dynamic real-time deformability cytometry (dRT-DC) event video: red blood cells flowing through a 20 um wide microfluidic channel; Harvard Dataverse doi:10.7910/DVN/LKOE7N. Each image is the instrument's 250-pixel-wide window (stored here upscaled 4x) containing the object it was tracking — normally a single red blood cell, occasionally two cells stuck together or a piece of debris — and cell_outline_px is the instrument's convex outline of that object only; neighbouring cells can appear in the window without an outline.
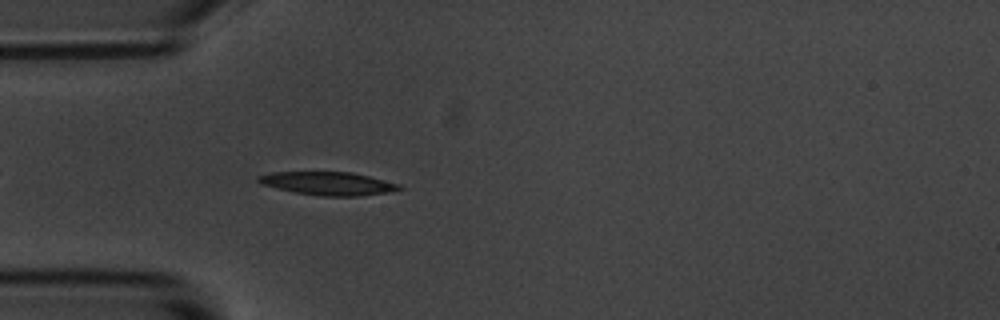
{"species": "common noctule bat (a hibernating species)", "species_latin": "Nyctalus noctula", "temperature_condition": "room temperature", "stored_images_in_passage": 44, "camera_frame_rate_fps": 3000, "um_per_image_px": 0.085, "animal": {"sex": "male", "body_mass_g": 20.1, "forearm_length_mm": 53.5}, "frame": {"image": 1, "passage_image": 5, "time_ms": 1.333, "image_size_px": [1000, 320], "cell_outline_px": [[404, 188], [388, 192], [360, 196], [320, 196], [296, 192], [260, 184], [256, 180], [256, 176], [272, 172], [352, 172], [400, 184]], "centroid_in_image_um": [27.88, 15.59], "position_along_channel_um": 57.1, "area_um2": 19.02}}
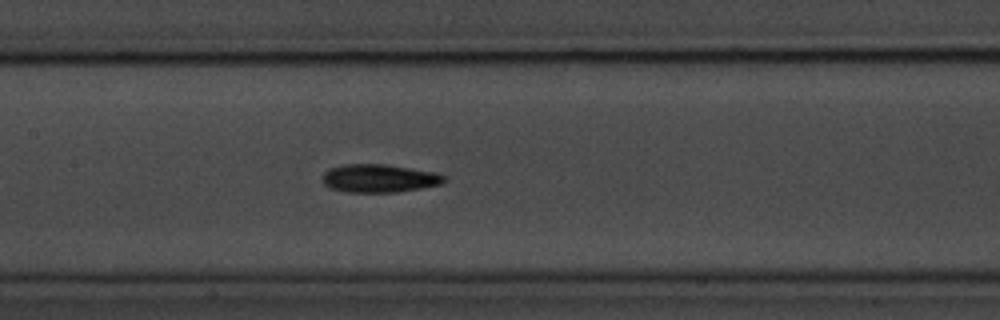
{"frame": {"image": 2, "passage_image": 15, "time_ms": 4.667, "image_size_px": [1000, 320], "cell_outline_px": [[444, 180], [440, 184], [420, 188], [396, 192], [348, 192], [332, 188], [324, 184], [324, 172], [328, 168], [344, 164], [384, 164], [436, 172], [444, 176]], "centroid_in_image_um": [32.21, 15.15], "position_along_channel_um": 175.2, "area_um2": 19.71}}
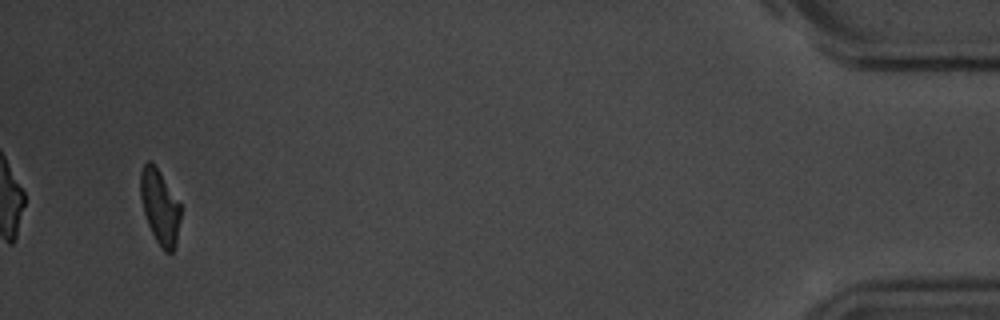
{"frame": {"image": 3, "passage_image": 42, "time_ms": 13.667, "image_size_px": [1000, 320], "cell_outline_px": [[180, 220], [176, 244], [172, 252], [164, 252], [160, 248], [148, 224], [144, 212], [140, 196], [140, 172], [144, 164], [148, 160], [152, 160], [160, 172], [180, 204]], "centroid_in_image_um": [13.57, 17.57], "position_along_channel_um": 421.6, "area_um2": 17.4}, "authors_computed_cell_mechanics": {"area_um2": 19.0162, "velocity_mm_per_s": 3.6295, "shape_relaxation_time_tau1_ms": 3.0818, "shape_relaxation_time_tau2_ms": 4.5214, "deformation_change_tau1": 0.1389, "deformation_change_tau2": 0.1283}}